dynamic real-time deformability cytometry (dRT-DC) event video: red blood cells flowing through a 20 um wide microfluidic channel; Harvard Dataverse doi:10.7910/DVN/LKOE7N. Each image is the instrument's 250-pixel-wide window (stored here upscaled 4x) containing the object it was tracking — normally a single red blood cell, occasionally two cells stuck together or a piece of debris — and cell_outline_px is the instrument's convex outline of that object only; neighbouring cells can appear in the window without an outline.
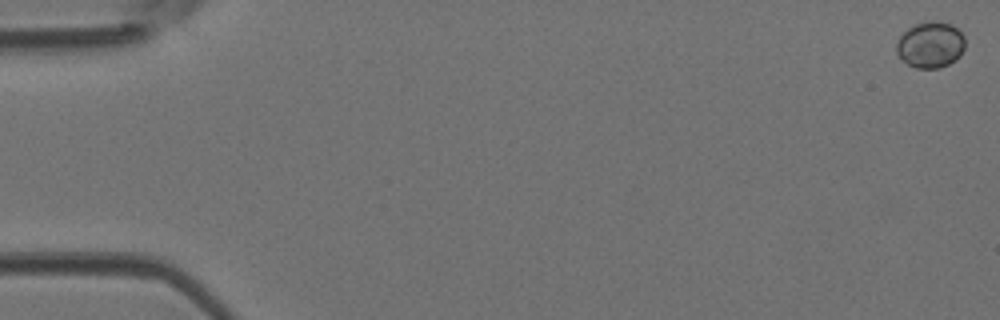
{"species": "Egyptian fruit bat (a non-hibernating species)", "species_latin": "Rousettus aegyptiacus", "temperature_condition": "room temperature", "stored_images_in_passage": 9, "camera_frame_rate_fps": 3000, "um_per_image_px": 0.085, "animal": {"sex": "female"}, "frame": {"image": 1, "passage_image": 1, "time_ms": 0.0, "image_size_px": [1000, 320], "cell_outline_px": [[964, 48], [960, 56], [956, 60], [940, 68], [916, 68], [908, 64], [896, 52], [896, 44], [900, 36], [908, 28], [916, 24], [932, 20], [936, 20], [952, 24], [964, 36]], "centroid_in_image_um": [79.1, 3.8], "position_along_channel_um": 5.9, "area_um2": 18.44}}